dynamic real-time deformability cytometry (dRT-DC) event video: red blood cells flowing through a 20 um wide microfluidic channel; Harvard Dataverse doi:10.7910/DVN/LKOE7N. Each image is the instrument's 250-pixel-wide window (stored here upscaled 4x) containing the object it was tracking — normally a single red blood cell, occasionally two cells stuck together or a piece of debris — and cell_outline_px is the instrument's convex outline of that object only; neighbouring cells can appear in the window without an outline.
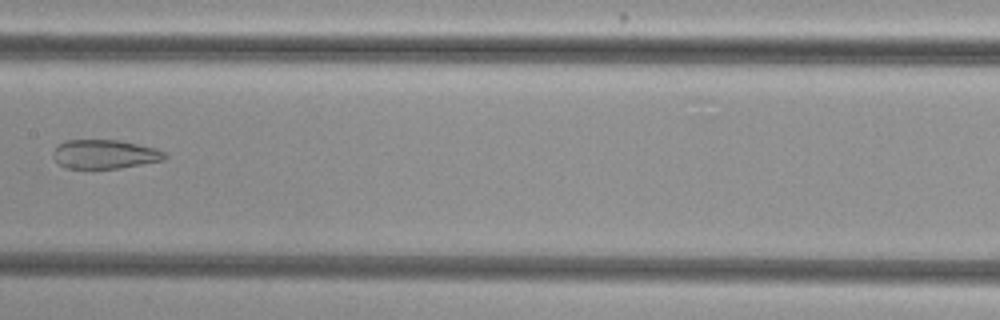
{"species": "common noctule bat (a hibernating species)", "species_latin": "Nyctalus noctula", "temperature_condition": "cold", "stored_images_in_passage": 8, "camera_frame_rate_fps": 3000, "um_per_image_px": 0.085, "animal": {"sex": "female", "body_mass_g": 29.2, "forearm_length_mm": 56.3}, "frame": {"image": 1, "passage_image": 8, "time_ms": 2.333, "image_size_px": [1000, 320], "cell_outline_px": [[168, 156], [164, 160], [120, 168], [64, 168], [52, 156], [52, 152], [56, 144], [64, 140], [120, 140], [156, 148], [164, 152]], "centroid_in_image_um": [8.87, 13.1], "position_along_channel_um": 198.5, "area_um2": 19.02}}